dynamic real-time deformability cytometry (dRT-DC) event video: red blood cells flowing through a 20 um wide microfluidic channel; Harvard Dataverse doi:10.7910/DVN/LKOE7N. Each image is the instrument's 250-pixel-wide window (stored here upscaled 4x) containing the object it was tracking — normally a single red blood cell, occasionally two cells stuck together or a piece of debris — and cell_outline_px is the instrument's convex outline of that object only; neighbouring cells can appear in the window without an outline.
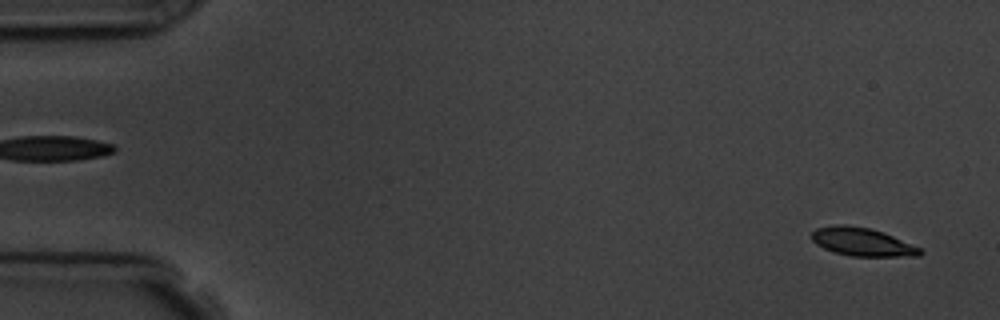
{"species": "common noctule bat (a hibernating species)", "species_latin": "Nyctalus noctula", "temperature_condition": "room temperature", "stored_images_in_passage": 6, "camera_frame_rate_fps": 3000, "um_per_image_px": 0.085, "animal": {"sex": "male", "body_mass_g": 19.5, "forearm_length_mm": 54.6}, "frame": {"image": 1, "passage_image": 6, "time_ms": 5.667, "image_size_px": [1000, 320], "cell_outline_px": [[924, 252], [920, 256], [852, 256], [836, 252], [824, 248], [816, 244], [812, 240], [812, 232], [816, 228], [836, 224], [844, 224], [872, 228], [884, 232], [920, 248]], "centroid_in_image_um": [73.29, 20.55], "position_along_channel_um": 11.7, "area_um2": 17.8}}